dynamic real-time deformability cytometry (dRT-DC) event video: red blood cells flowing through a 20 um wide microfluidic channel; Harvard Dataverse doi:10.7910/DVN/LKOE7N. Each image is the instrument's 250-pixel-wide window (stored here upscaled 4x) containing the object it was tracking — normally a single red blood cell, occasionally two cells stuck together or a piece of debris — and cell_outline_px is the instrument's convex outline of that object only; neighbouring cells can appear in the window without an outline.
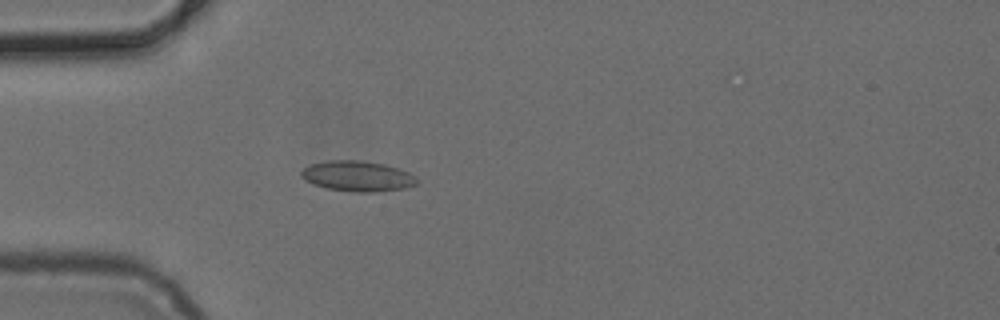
{"species": "common noctule bat (a hibernating species)", "species_latin": "Nyctalus noctula", "temperature_condition": "cold", "stored_images_in_passage": 3, "camera_frame_rate_fps": 3000, "um_per_image_px": 0.085, "animal": {"sex": "female", "body_mass_g": 24.6, "forearm_length_mm": 56.2}, "frame": {"image": 1, "passage_image": 3, "time_ms": 2.333, "image_size_px": [1000, 320], "cell_outline_px": [[420, 180], [416, 184], [404, 188], [376, 192], [356, 192], [328, 188], [316, 184], [308, 180], [300, 172], [304, 168], [312, 164], [328, 160], [360, 160], [384, 164], [400, 168], [416, 176]], "centroid_in_image_um": [30.48, 14.96], "position_along_channel_um": 54.5, "area_um2": 20.29}}